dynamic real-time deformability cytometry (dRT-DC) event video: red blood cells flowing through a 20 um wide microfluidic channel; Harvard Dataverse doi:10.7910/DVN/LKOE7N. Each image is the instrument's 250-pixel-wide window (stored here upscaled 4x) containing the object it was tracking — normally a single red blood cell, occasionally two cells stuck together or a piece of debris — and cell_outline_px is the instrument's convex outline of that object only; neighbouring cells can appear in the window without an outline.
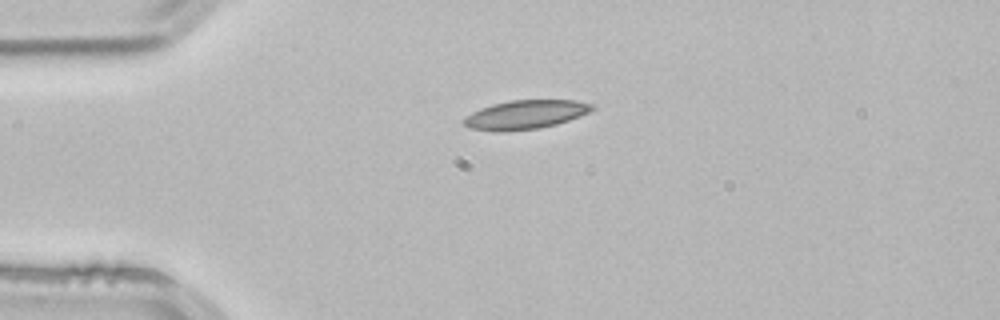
{"species": "common noctule bat (a hibernating species)", "species_latin": "Nyctalus noctula", "temperature_condition": "room temperature", "stored_images_in_passage": 1, "camera_frame_rate_fps": 3000, "um_per_image_px": 0.085, "animal": {"sex": "male", "body_mass_g": 21.5, "forearm_length_mm": 52.0}, "frame": {"image": 1, "passage_image": 1, "time_ms": 0.0, "image_size_px": [1000, 320], "cell_outline_px": [[596, 108], [580, 116], [556, 124], [540, 128], [504, 132], [492, 132], [472, 128], [464, 124], [464, 116], [480, 108], [492, 104], [512, 100], [576, 100], [592, 104]], "centroid_in_image_um": [44.65, 9.75], "position_along_channel_um": 40.4, "area_um2": 21.68}}